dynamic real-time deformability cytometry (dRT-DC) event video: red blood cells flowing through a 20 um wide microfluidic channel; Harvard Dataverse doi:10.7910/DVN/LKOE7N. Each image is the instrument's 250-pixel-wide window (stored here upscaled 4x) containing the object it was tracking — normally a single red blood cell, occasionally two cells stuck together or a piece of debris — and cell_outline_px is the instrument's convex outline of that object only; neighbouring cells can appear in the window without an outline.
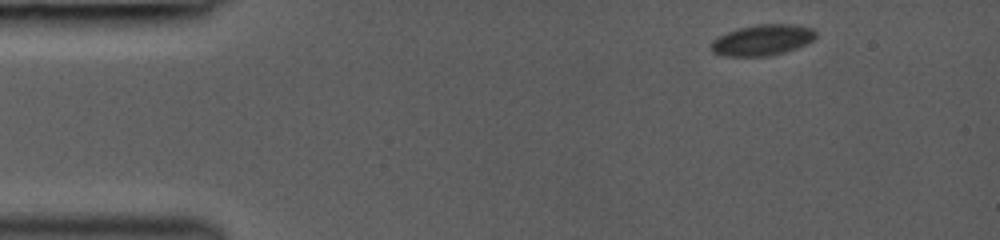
{"species": "common noctule bat (a hibernating species)", "species_latin": "Nyctalus noctula", "temperature_condition": "room temperature", "stored_images_in_passage": 42, "camera_frame_rate_fps": 3000, "um_per_image_px": 0.085, "animal": {"sex": "female", "body_mass_g": 19.0, "forearm_length_mm": 53.3}, "frame": {"image": 1, "passage_image": 1, "time_ms": 0.0, "image_size_px": [1000, 240], "cell_outline_px": [[816, 36], [812, 40], [796, 48], [784, 52], [768, 56], [720, 56], [712, 52], [712, 40], [716, 36], [740, 28], [756, 24], [792, 24], [812, 28], [816, 32]], "centroid_in_image_um": [64.77, 3.4], "position_along_channel_um": 20.2, "area_um2": 18.79}}
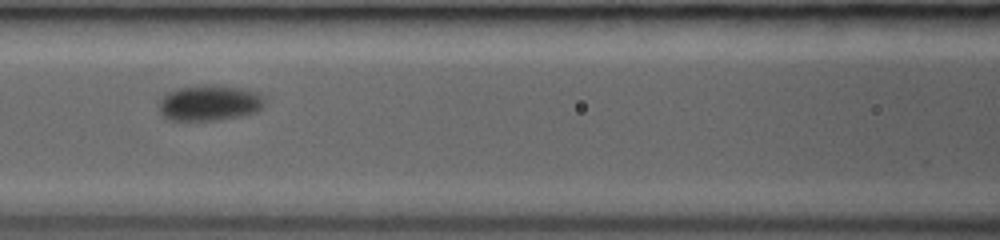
{"frame": {"image": 2, "passage_image": 17, "time_ms": 5.333, "image_size_px": [1000, 240], "cell_outline_px": [[264, 108], [256, 112], [244, 116], [216, 120], [172, 120], [164, 116], [160, 112], [160, 100], [168, 92], [176, 88], [200, 84], [216, 84], [240, 88], [256, 92], [264, 96]], "centroid_in_image_um": [17.84, 8.73], "position_along_channel_um": 148.8, "area_um2": 22.25}}
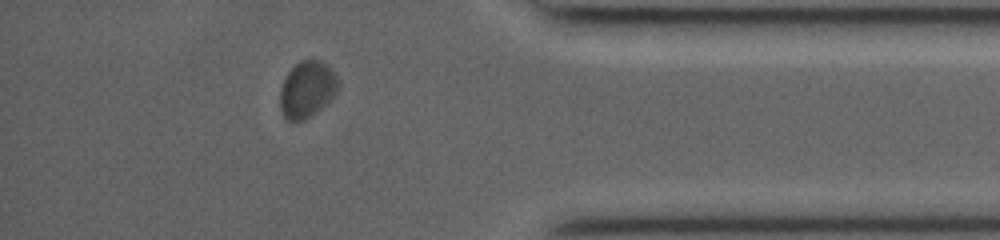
{"frame": {"image": 3, "passage_image": 37, "time_ms": 12.0, "image_size_px": [1000, 240], "cell_outline_px": [[340, 88], [316, 112], [304, 120], [288, 120], [284, 116], [280, 108], [280, 88], [288, 72], [300, 60], [320, 60], [328, 64], [332, 68], [340, 84]], "centroid_in_image_um": [26.11, 7.57], "position_along_channel_um": 409.1, "area_um2": 19.02}, "authors_computed_cell_mechanics": {"area_um2": 20.3456, "velocity_mm_per_s": 4.0969, "shape_relaxation_time_tau1_ms": 0.7864, "shape_relaxation_time_tau2_ms": null, "deformation_change_tau1": 0.0354, "deformation_change_tau2": null}}